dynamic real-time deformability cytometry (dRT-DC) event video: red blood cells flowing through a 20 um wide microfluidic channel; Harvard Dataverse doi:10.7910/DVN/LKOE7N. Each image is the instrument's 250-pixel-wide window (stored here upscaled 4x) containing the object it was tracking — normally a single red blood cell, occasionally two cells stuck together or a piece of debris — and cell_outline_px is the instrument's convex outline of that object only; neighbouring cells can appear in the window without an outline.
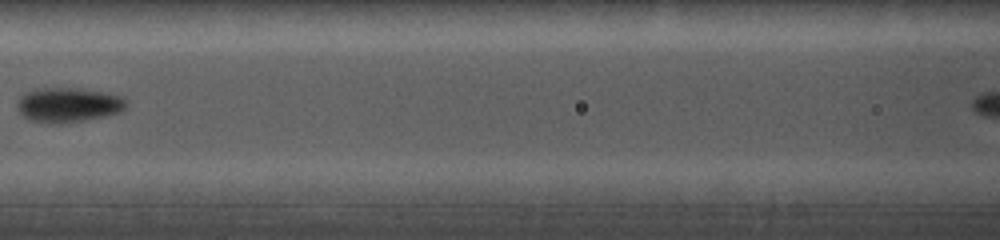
{"species": "common noctule bat (a hibernating species)", "species_latin": "Nyctalus noctula", "temperature_condition": "cold", "stored_images_in_passage": 16, "camera_frame_rate_fps": 5000, "um_per_image_px": 0.085, "animal": {"sex": "female", "body_mass_g": 19.0, "forearm_length_mm": 56.7}, "frame": {"image": 1, "passage_image": 5, "time_ms": 3.0, "image_size_px": [1000, 240], "cell_outline_px": [[128, 104], [120, 112], [104, 116], [84, 120], [60, 124], [28, 120], [20, 112], [16, 104], [20, 96], [24, 92], [36, 88], [80, 88], [108, 92], [124, 96], [128, 100]], "centroid_in_image_um": [5.83, 8.89], "position_along_channel_um": 160.8, "area_um2": 22.37}}